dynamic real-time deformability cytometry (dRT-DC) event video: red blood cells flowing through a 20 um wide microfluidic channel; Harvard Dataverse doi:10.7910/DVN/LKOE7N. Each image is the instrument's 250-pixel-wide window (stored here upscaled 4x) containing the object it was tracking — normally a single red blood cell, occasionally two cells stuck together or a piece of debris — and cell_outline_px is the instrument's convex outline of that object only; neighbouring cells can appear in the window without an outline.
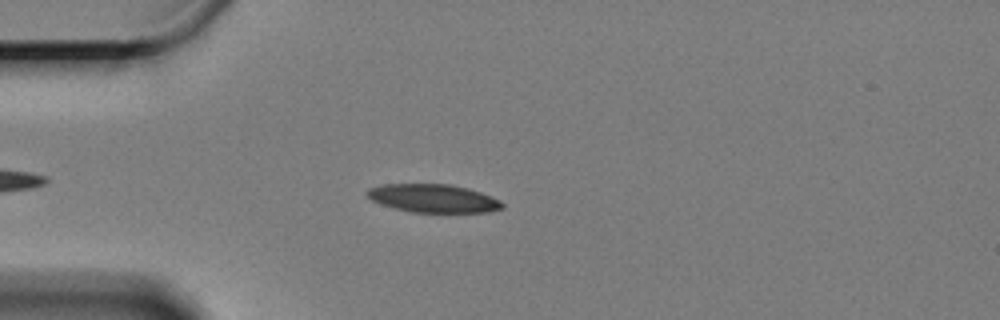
{"species": "Egyptian fruit bat (a non-hibernating species)", "species_latin": "Rousettus aegyptiacus", "temperature_condition": "cold", "stored_images_in_passage": 54, "camera_frame_rate_fps": 3000, "um_per_image_px": 0.085, "animal": {"sex": "female"}, "frame": {"image": 1, "passage_image": 9, "time_ms": 2.667, "image_size_px": [1000, 320], "cell_outline_px": [[504, 208], [488, 212], [412, 212], [380, 204], [372, 200], [364, 192], [368, 188], [384, 184], [452, 184], [468, 188], [492, 196], [500, 200], [504, 204]], "centroid_in_image_um": [36.84, 16.85], "position_along_channel_um": 48.2, "area_um2": 22.31}}
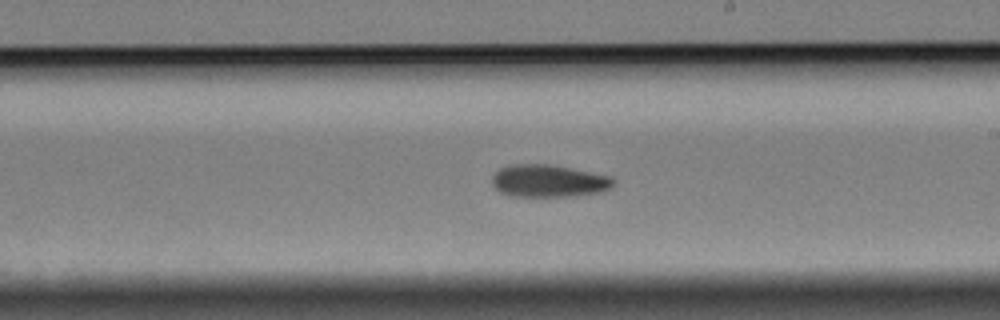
{"frame": {"image": 2, "passage_image": 28, "time_ms": 9.0, "image_size_px": [1000, 320], "cell_outline_px": [[612, 184], [608, 188], [600, 192], [576, 196], [508, 196], [500, 192], [492, 184], [492, 176], [500, 168], [508, 164], [552, 164], [612, 176]], "centroid_in_image_um": [46.59, 15.37], "position_along_channel_um": 242.4, "area_um2": 23.0}}
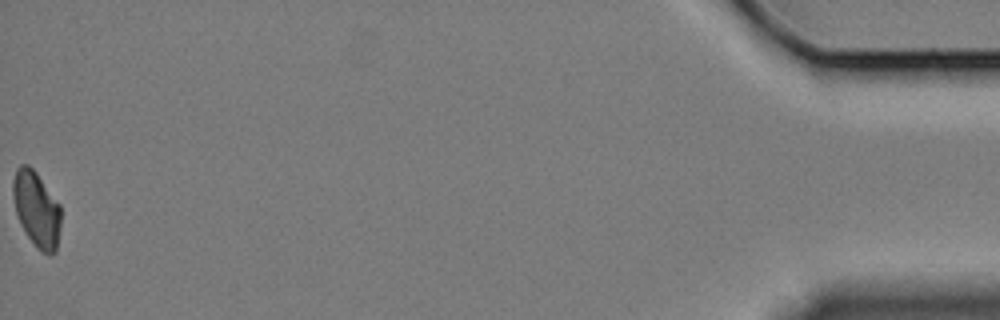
{"frame": {"image": 3, "passage_image": 54, "time_ms": 17.667, "image_size_px": [1000, 320], "cell_outline_px": [[60, 228], [56, 252], [52, 256], [40, 252], [36, 248], [20, 224], [16, 212], [12, 192], [12, 180], [16, 168], [20, 164], [28, 164], [36, 172], [60, 204]], "centroid_in_image_um": [3.1, 17.79], "position_along_channel_um": 432.1, "area_um2": 21.33}, "authors_computed_cell_mechanics": {"area_um2": 22.4553, "velocity_mm_per_s": 3.2834, "shape_relaxation_time_tau1_ms": 7.0449, "shape_relaxation_time_tau2_ms": null, "deformation_change_tau1": 0.145, "deformation_change_tau2": null}}